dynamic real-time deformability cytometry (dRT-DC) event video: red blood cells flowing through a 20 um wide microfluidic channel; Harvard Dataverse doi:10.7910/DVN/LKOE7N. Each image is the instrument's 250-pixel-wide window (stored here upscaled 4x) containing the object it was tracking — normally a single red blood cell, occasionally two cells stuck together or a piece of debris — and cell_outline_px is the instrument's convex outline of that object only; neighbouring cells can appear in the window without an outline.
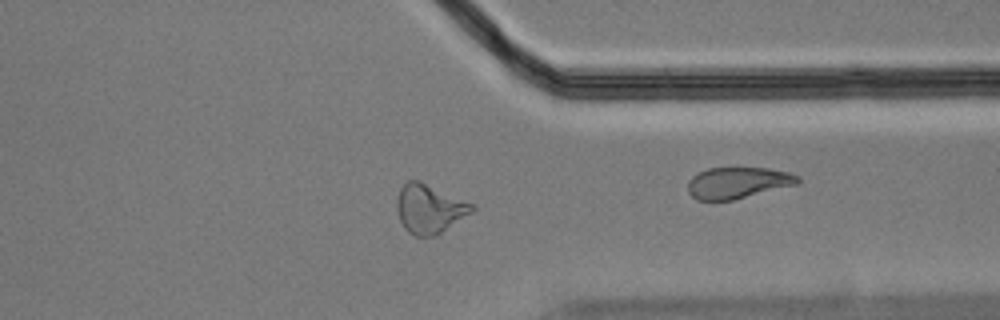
{"species": "Egyptian fruit bat (a non-hibernating species)", "species_latin": "Rousettus aegyptiacus", "temperature_condition": "cold", "stored_images_in_passage": 39, "camera_frame_rate_fps": 3000, "um_per_image_px": 0.085, "animal": {"sex": "male"}, "frame": {"image": 1, "passage_image": 34, "time_ms": 11.0, "image_size_px": [1000, 320], "cell_outline_px": [[476, 208], [472, 212], [440, 232], [432, 236], [416, 236], [408, 232], [404, 228], [400, 220], [396, 208], [396, 200], [400, 188], [408, 180], [420, 180], [476, 204]], "centroid_in_image_um": [36.5, 17.71], "position_along_channel_um": 374.9, "area_um2": 21.5}}